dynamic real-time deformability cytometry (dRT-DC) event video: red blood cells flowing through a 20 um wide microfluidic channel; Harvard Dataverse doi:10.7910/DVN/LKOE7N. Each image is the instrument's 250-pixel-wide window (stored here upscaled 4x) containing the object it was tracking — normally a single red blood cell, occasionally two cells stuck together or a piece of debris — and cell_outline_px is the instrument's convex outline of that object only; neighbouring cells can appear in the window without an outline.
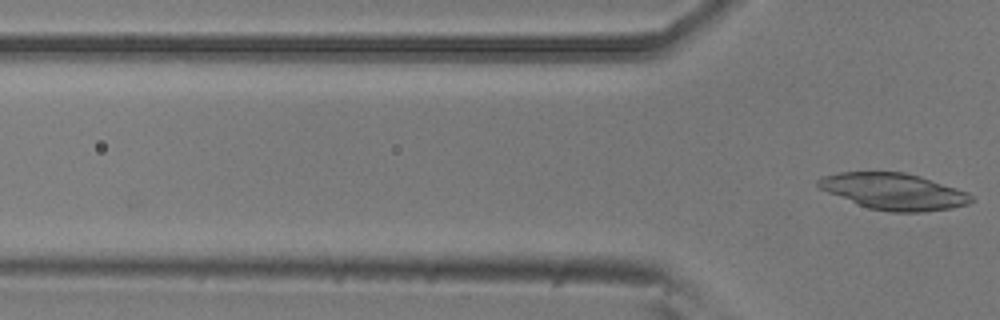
{"species": "common noctule bat (a hibernating species)", "species_latin": "Nyctalus noctula", "temperature_condition": "room temperature", "stored_images_in_passage": 3, "camera_frame_rate_fps": 3000, "um_per_image_px": 0.085, "animal": {"sex": "male", "body_mass_g": 20.5, "forearm_length_mm": 52.5}, "frame": {"image": 1, "passage_image": 3, "time_ms": 0.667, "image_size_px": [1000, 320], "cell_outline_px": [[976, 200], [968, 204], [952, 208], [924, 212], [892, 212], [868, 208], [856, 204], [828, 192], [820, 188], [816, 184], [816, 180], [824, 176], [840, 172], [904, 172], [920, 176], [968, 192]], "centroid_in_image_um": [75.99, 16.28], "position_along_channel_um": 49.8, "area_um2": 32.48}}